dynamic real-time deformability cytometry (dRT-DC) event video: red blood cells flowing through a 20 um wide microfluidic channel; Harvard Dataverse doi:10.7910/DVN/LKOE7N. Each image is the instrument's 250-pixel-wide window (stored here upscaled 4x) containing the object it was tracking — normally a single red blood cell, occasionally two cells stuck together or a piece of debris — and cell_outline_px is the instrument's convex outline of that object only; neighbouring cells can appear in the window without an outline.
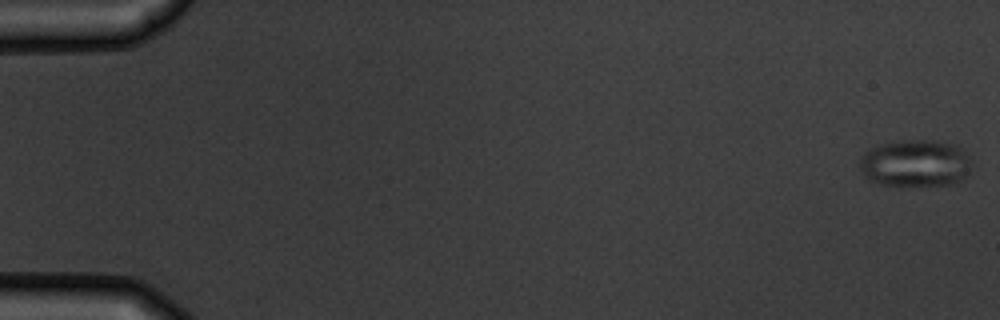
{"species": "common noctule bat (a hibernating species)", "species_latin": "Nyctalus noctula", "temperature_condition": "warm", "stored_images_in_passage": 6, "camera_frame_rate_fps": 3000, "um_per_image_px": 0.085, "animal": {"sex": "male", "body_mass_g": 19.5, "forearm_length_mm": 54.6}, "frame": {"image": 1, "passage_image": 1, "time_ms": 0.0, "image_size_px": [1000, 320], "cell_outline_px": [[972, 168], [964, 180], [952, 184], [904, 188], [880, 184], [868, 180], [864, 176], [860, 168], [860, 156], [864, 152], [880, 144], [892, 140], [936, 140], [952, 144], [960, 148], [972, 160]], "centroid_in_image_um": [77.8, 13.91], "position_along_channel_um": 7.2, "area_um2": 31.91}}